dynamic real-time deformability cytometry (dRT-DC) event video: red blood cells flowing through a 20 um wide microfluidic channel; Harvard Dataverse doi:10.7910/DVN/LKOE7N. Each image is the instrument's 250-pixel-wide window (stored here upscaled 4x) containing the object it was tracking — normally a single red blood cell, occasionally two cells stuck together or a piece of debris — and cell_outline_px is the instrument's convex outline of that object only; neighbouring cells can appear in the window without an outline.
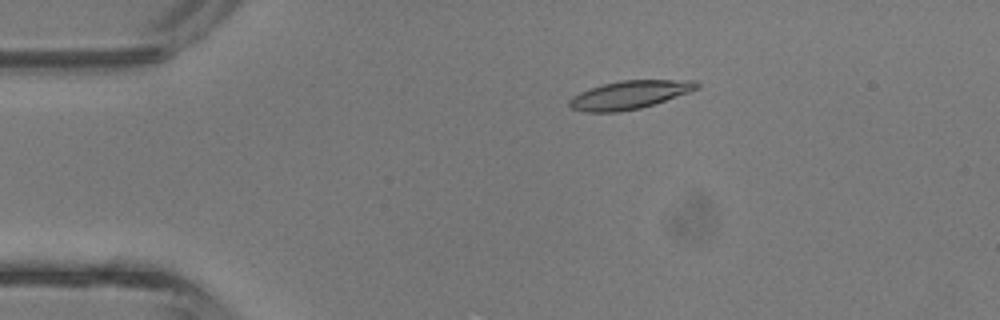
{"species": "common noctule bat (a hibernating species)", "species_latin": "Nyctalus noctula", "temperature_condition": "room temperature", "stored_images_in_passage": 4, "camera_frame_rate_fps": 3000, "um_per_image_px": 0.085, "animal": {"sex": "male", "body_mass_g": 13.3}, "frame": {"image": 1, "passage_image": 3, "time_ms": 0.667, "image_size_px": [1000, 320], "cell_outline_px": [[700, 88], [640, 108], [620, 112], [584, 112], [572, 108], [568, 104], [568, 100], [572, 96], [588, 88], [620, 80], [696, 80], [700, 84]], "centroid_in_image_um": [53.48, 8.05], "position_along_channel_um": 31.5, "area_um2": 20.92}}